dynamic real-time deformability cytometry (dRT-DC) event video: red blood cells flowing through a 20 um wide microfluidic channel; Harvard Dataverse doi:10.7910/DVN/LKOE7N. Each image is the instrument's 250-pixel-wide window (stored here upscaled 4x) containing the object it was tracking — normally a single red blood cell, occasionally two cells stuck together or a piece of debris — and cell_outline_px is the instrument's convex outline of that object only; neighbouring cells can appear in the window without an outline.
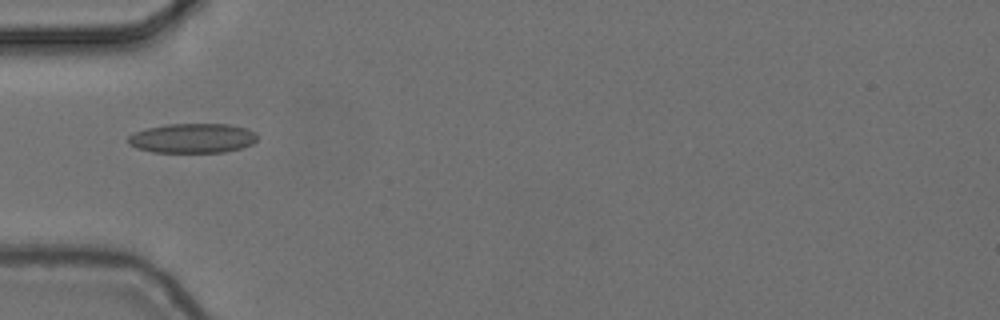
{"species": "common noctule bat (a hibernating species)", "species_latin": "Nyctalus noctula", "temperature_condition": "cold", "stored_images_in_passage": 4, "camera_frame_rate_fps": 3000, "um_per_image_px": 0.085, "animal": {"sex": "female", "body_mass_g": 24.6, "forearm_length_mm": 56.2}, "frame": {"image": 1, "passage_image": 2, "time_ms": 0.333, "image_size_px": [1000, 320], "cell_outline_px": [[256, 140], [252, 144], [240, 148], [224, 152], [152, 152], [136, 148], [128, 144], [128, 136], [136, 132], [148, 128], [164, 124], [228, 124], [244, 128], [256, 132]], "centroid_in_image_um": [16.34, 11.75], "position_along_channel_um": 68.7, "area_um2": 22.2}}
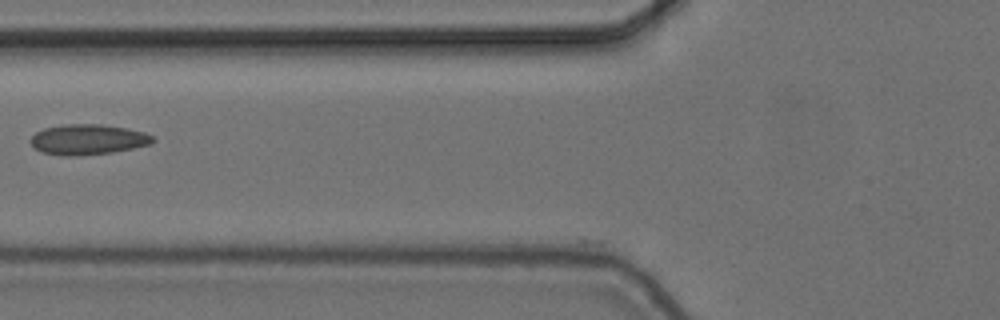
{"frame": {"image": 2, "passage_image": 3, "time_ms": 0.667, "image_size_px": [1000, 320], "cell_outline_px": [[156, 140], [152, 144], [112, 152], [80, 156], [64, 156], [40, 152], [28, 140], [36, 132], [44, 128], [64, 124], [100, 124], [128, 128], [144, 132], [152, 136]], "centroid_in_image_um": [7.47, 11.86], "position_along_channel_um": 118.3, "area_um2": 21.79}}
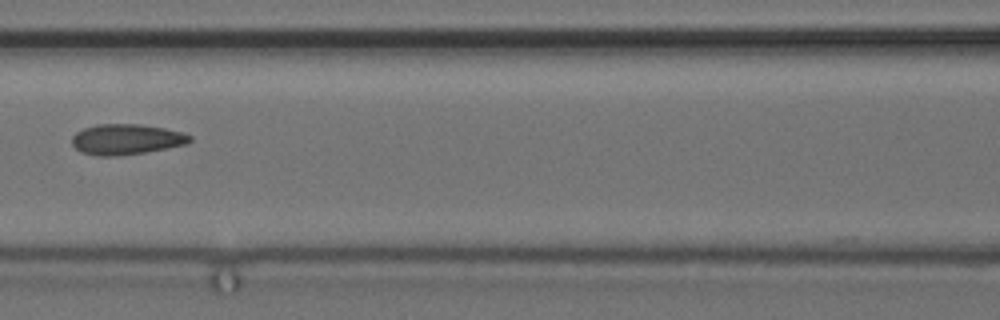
{"frame": {"image": 3, "passage_image": 4, "time_ms": 1.0, "image_size_px": [1000, 320], "cell_outline_px": [[192, 140], [188, 144], [144, 152], [116, 156], [100, 156], [80, 152], [72, 144], [72, 136], [76, 132], [84, 128], [100, 124], [140, 124], [164, 128], [184, 132], [192, 136]], "centroid_in_image_um": [10.76, 11.84], "position_along_channel_um": 155.8, "area_um2": 20.98}}